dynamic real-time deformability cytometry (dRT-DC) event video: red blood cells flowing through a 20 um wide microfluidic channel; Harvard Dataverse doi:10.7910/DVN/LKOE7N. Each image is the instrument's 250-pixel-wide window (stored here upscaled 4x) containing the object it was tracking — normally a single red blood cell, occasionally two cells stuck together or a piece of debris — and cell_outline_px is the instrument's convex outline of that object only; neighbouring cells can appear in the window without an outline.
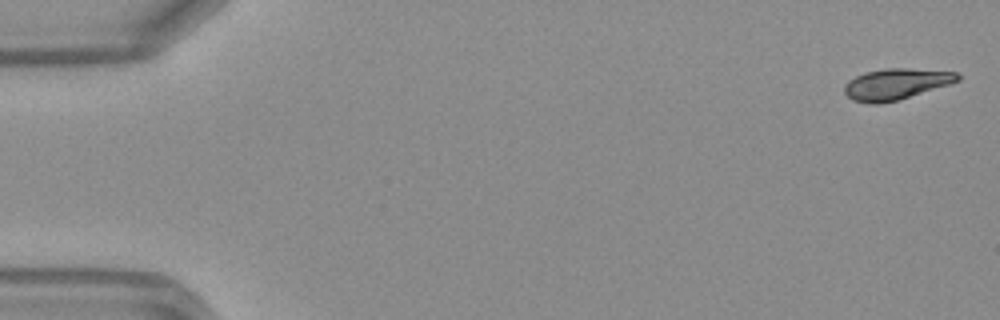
{"species": "Egyptian fruit bat (a non-hibernating species)", "species_latin": "Rousettus aegyptiacus", "temperature_condition": "warm", "stored_images_in_passage": 48, "camera_frame_rate_fps": 3000, "um_per_image_px": 0.085, "frame": {"image": 1, "passage_image": 1, "time_ms": 0.0, "image_size_px": [1000, 320], "cell_outline_px": [[960, 80], [948, 84], [896, 100], [876, 104], [872, 104], [852, 100], [844, 92], [844, 84], [848, 80], [864, 72], [884, 68], [908, 68], [956, 72], [960, 76]], "centroid_in_image_um": [76.1, 7.13], "position_along_channel_um": 8.9, "area_um2": 20.23}}
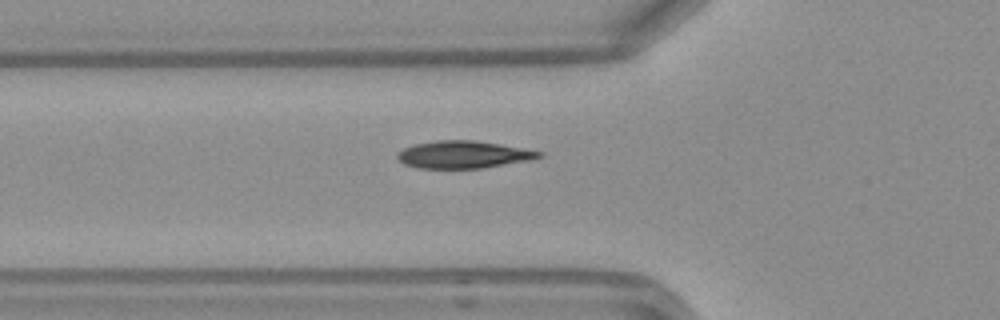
{"frame": {"image": 2, "passage_image": 17, "time_ms": 5.333, "image_size_px": [1000, 320], "cell_outline_px": [[544, 156], [532, 160], [484, 168], [416, 168], [404, 164], [396, 156], [396, 152], [412, 144], [436, 140], [476, 140], [500, 144], [544, 152]], "centroid_in_image_um": [39.4, 13.14], "position_along_channel_um": 86.4, "area_um2": 22.89}}
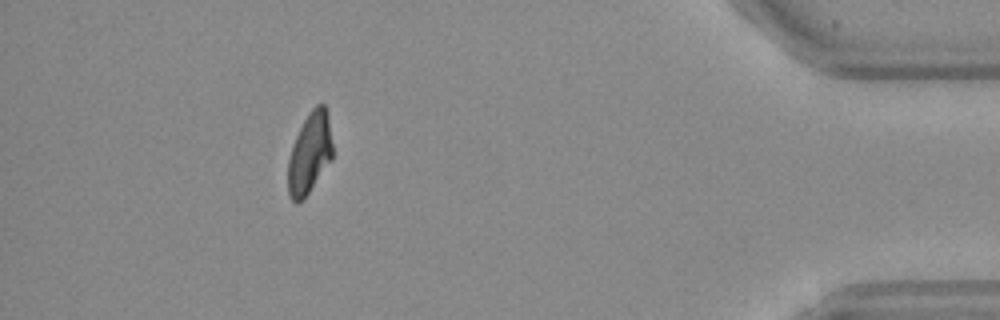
{"frame": {"image": 3, "passage_image": 44, "time_ms": 14.333, "image_size_px": [1000, 320], "cell_outline_px": [[332, 160], [304, 200], [296, 204], [288, 196], [288, 160], [296, 136], [308, 112], [316, 104], [324, 104], [328, 112], [332, 144]], "centroid_in_image_um": [26.33, 13.05], "position_along_channel_um": 408.9, "area_um2": 21.27}, "authors_computed_cell_mechanics": {"area_um2": 21.9929, "velocity_mm_per_s": 4.1642, "shape_relaxation_time_tau1_ms": 5.3629, "shape_relaxation_time_tau2_ms": null, "deformation_change_tau1": 0.1865, "deformation_change_tau2": null}}